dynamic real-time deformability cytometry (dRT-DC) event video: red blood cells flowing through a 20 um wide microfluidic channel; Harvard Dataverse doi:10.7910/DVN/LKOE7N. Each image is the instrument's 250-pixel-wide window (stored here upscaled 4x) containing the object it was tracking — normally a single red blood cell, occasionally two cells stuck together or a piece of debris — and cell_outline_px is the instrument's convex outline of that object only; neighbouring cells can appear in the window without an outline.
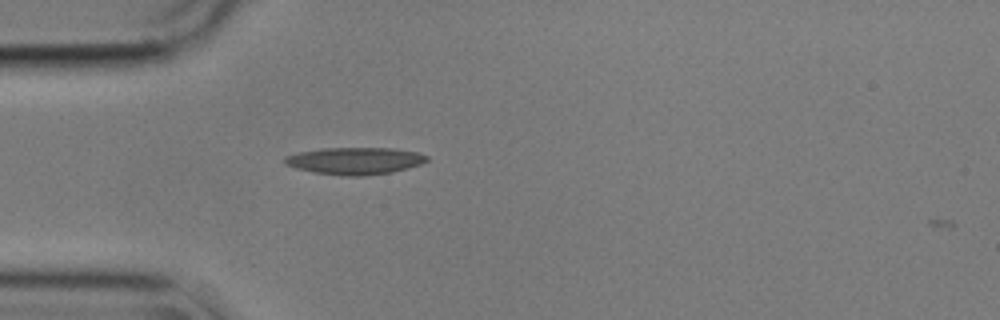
{"species": "common noctule bat (a hibernating species)", "species_latin": "Nyctalus noctula", "temperature_condition": "cold", "stored_images_in_passage": 41, "camera_frame_rate_fps": 3000, "um_per_image_px": 0.085, "animal": {"sex": "male", "body_mass_g": 17.9}, "frame": {"image": 1, "passage_image": 1, "time_ms": 0.0, "image_size_px": [1000, 320], "cell_outline_px": [[428, 160], [420, 164], [408, 168], [392, 172], [364, 176], [344, 176], [312, 172], [296, 168], [284, 164], [284, 156], [296, 152], [320, 148], [392, 148], [416, 152], [428, 156]], "centroid_in_image_um": [30.12, 13.67], "position_along_channel_um": 54.9, "area_um2": 22.6}}
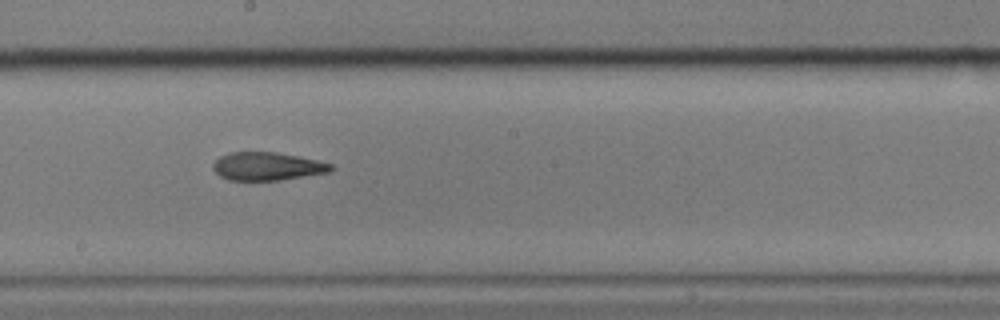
{"frame": {"image": 2, "passage_image": 16, "time_ms": 5.0, "image_size_px": [1000, 320], "cell_outline_px": [[336, 168], [332, 172], [280, 180], [228, 180], [220, 176], [212, 168], [212, 164], [220, 156], [228, 152], [276, 152], [316, 160], [332, 164]], "centroid_in_image_um": [22.73, 14.14], "position_along_channel_um": 225.5, "area_um2": 19.42}}
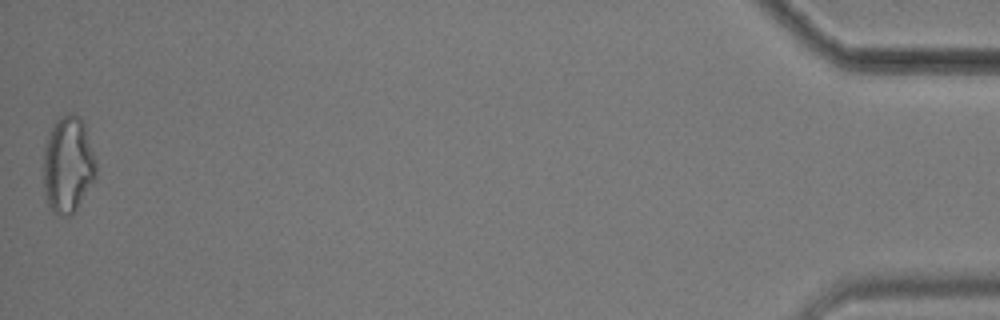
{"frame": {"image": 3, "passage_image": 41, "time_ms": 13.333, "image_size_px": [1000, 320], "cell_outline_px": [[96, 176], [76, 208], [68, 216], [60, 216], [52, 212], [48, 204], [44, 192], [44, 144], [48, 132], [56, 120], [60, 116], [68, 112], [72, 112], [80, 116], [84, 124], [96, 160]], "centroid_in_image_um": [5.76, 13.95], "position_along_channel_um": 429.4, "area_um2": 29.71}, "authors_computed_cell_mechanics": {"area_um2": 20.3456, "velocity_mm_per_s": 3.5644, "shape_relaxation_time_tau1_ms": null, "shape_relaxation_time_tau2_ms": 3.1045, "deformation_change_tau1": null, "deformation_change_tau2": 0.1245}}